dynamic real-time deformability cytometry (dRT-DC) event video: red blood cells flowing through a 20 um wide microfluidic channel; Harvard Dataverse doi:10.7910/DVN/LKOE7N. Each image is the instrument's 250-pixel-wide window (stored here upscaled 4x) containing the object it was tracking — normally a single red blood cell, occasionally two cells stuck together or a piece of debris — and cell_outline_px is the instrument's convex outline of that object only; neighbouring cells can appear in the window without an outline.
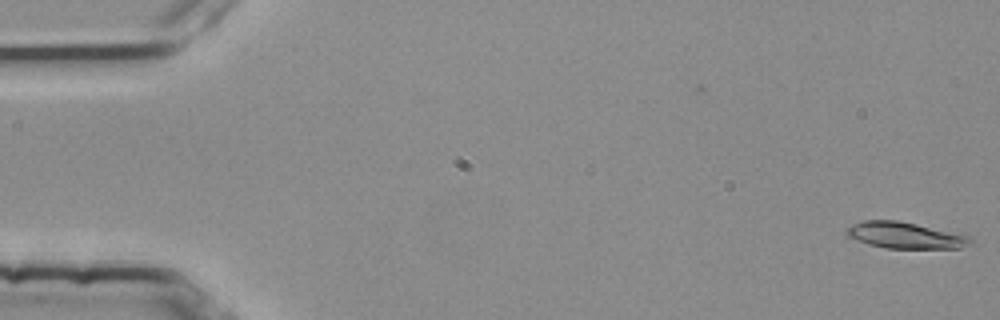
{"species": "common noctule bat (a hibernating species)", "species_latin": "Nyctalus noctula", "temperature_condition": "room temperature", "stored_images_in_passage": 4, "camera_frame_rate_fps": 3000, "um_per_image_px": 0.085, "animal": {"sex": "female", "body_mass_g": 25.1}, "frame": {"image": 1, "passage_image": 4, "time_ms": 1.0, "image_size_px": [1000, 320], "cell_outline_px": [[972, 244], [960, 248], [884, 248], [868, 244], [848, 236], [844, 232], [852, 224], [864, 220], [896, 220], [916, 224], [972, 236]], "centroid_in_image_um": [76.96, 20.0], "position_along_channel_um": 8.0, "area_um2": 18.96}}